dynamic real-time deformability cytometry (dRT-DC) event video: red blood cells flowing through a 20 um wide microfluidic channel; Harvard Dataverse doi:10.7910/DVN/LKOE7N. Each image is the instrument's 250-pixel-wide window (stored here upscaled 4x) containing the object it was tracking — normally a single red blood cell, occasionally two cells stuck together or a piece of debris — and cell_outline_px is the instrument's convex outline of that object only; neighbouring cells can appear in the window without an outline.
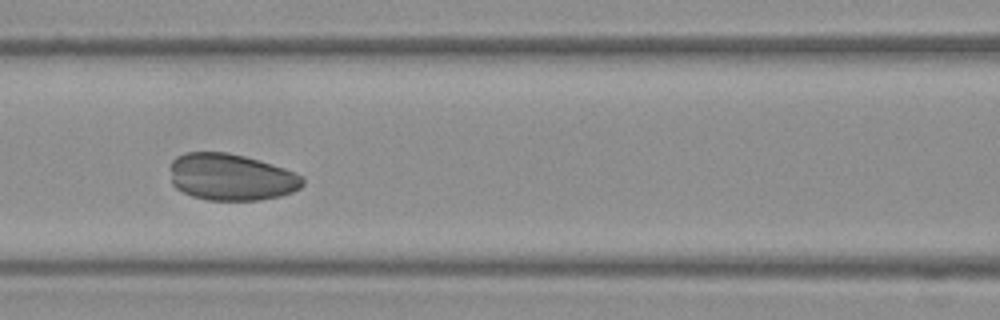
{"species": "Egyptian fruit bat (a non-hibernating species)", "species_latin": "Rousettus aegyptiacus", "temperature_condition": "warm", "stored_images_in_passage": 50, "camera_frame_rate_fps": 3000, "um_per_image_px": 0.085, "frame": {"image": 1, "passage_image": 22, "time_ms": 7.0, "image_size_px": [1000, 320], "cell_outline_px": [[304, 184], [300, 188], [292, 192], [280, 196], [260, 200], [204, 200], [192, 196], [176, 188], [172, 184], [172, 160], [176, 156], [188, 152], [228, 152], [244, 156], [272, 164], [296, 172], [304, 176]], "centroid_in_image_um": [19.68, 15.06], "position_along_channel_um": 146.9, "area_um2": 36.24}}
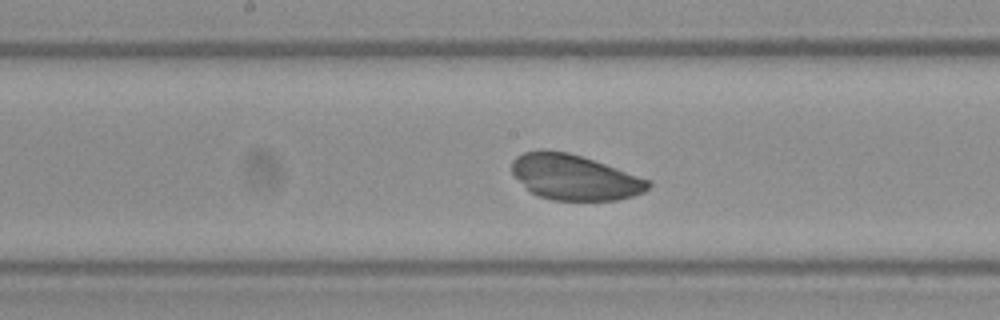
{"frame": {"image": 2, "passage_image": 26, "time_ms": 8.333, "image_size_px": [1000, 320], "cell_outline_px": [[652, 184], [644, 192], [632, 196], [616, 200], [552, 200], [536, 196], [512, 172], [512, 160], [516, 156], [524, 152], [540, 148], [568, 152], [652, 180]], "centroid_in_image_um": [48.83, 15.06], "position_along_channel_um": 199.4, "area_um2": 35.95}}
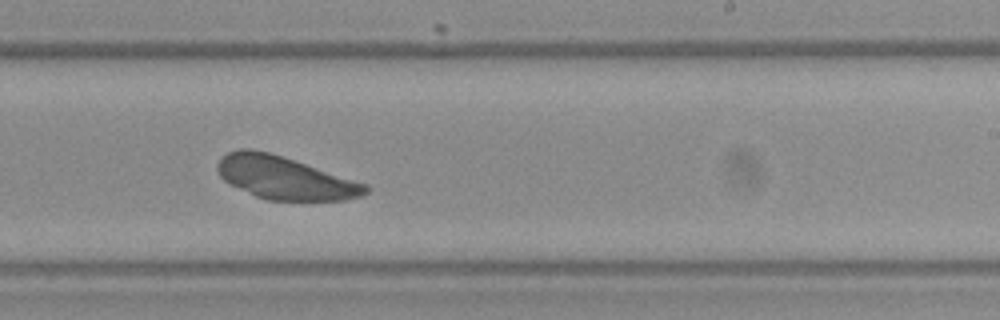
{"frame": {"image": 3, "passage_image": 31, "time_ms": 10.0, "image_size_px": [1000, 320], "cell_outline_px": [[372, 188], [368, 192], [360, 196], [344, 200], [268, 200], [256, 196], [228, 184], [220, 176], [216, 168], [216, 164], [220, 156], [228, 152], [240, 148], [252, 148], [268, 152], [368, 184]], "centroid_in_image_um": [24.17, 15.11], "position_along_channel_um": 264.8, "area_um2": 36.93}}